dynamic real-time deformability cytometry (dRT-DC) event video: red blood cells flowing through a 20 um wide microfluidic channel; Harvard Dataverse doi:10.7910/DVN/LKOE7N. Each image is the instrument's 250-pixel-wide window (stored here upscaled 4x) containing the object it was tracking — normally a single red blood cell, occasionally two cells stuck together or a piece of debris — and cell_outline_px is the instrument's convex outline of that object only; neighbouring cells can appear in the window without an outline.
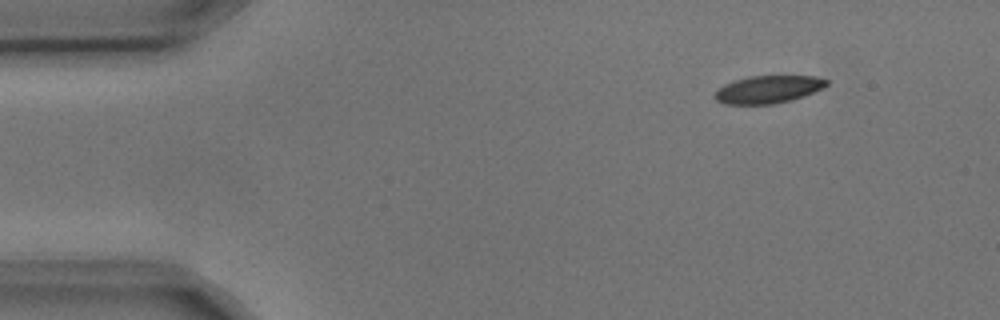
{"species": "common noctule bat (a hibernating species)", "species_latin": "Nyctalus noctula", "temperature_condition": "cold", "stored_images_in_passage": 9, "camera_frame_rate_fps": 3000, "um_per_image_px": 0.085, "animal": {"sex": "male", "body_mass_g": 17.9, "forearm_length_mm": 54.2}, "frame": {"image": 1, "passage_image": 1, "time_ms": 0.0, "image_size_px": [1000, 320], "cell_outline_px": [[828, 84], [804, 96], [792, 100], [772, 104], [724, 104], [716, 100], [712, 96], [724, 84], [748, 76], [816, 76], [828, 80]], "centroid_in_image_um": [65.27, 7.6], "position_along_channel_um": 19.7, "area_um2": 17.86}}
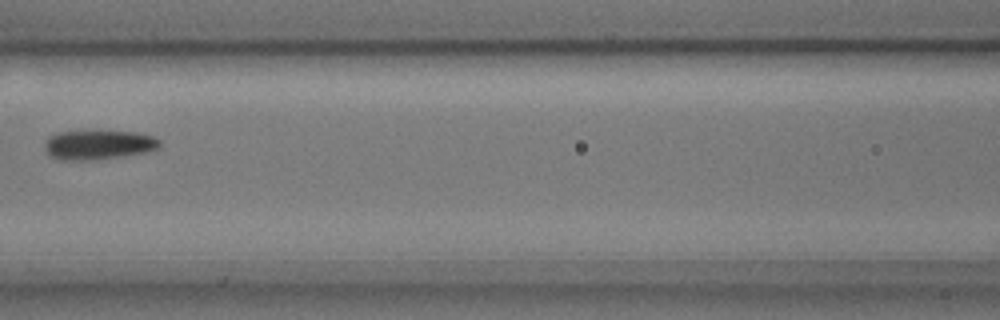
{"frame": {"image": 2, "passage_image": 6, "time_ms": 1.667, "image_size_px": [1000, 320], "cell_outline_px": [[160, 148], [144, 152], [124, 156], [92, 160], [60, 160], [52, 156], [44, 148], [44, 144], [48, 136], [56, 132], [136, 132], [152, 136], [160, 140]], "centroid_in_image_um": [8.36, 12.32], "position_along_channel_um": 158.2, "area_um2": 19.48}}
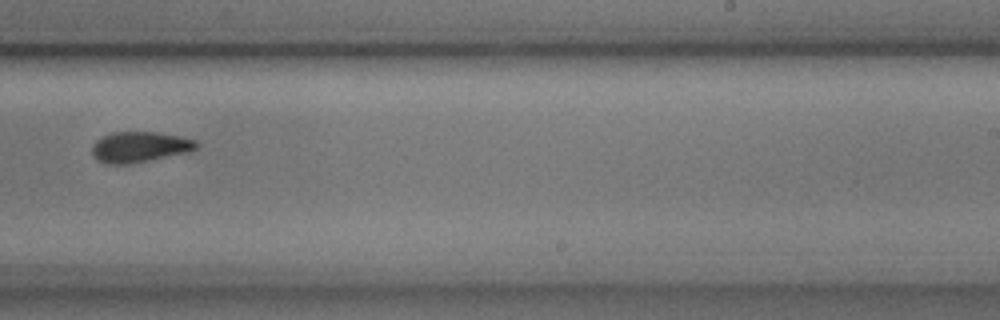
{"frame": {"image": 3, "passage_image": 9, "time_ms": 2.667, "image_size_px": [1000, 320], "cell_outline_px": [[200, 144], [196, 148], [188, 152], [132, 164], [104, 164], [96, 160], [92, 156], [92, 144], [96, 140], [112, 132], [160, 132], [180, 136], [196, 140]], "centroid_in_image_um": [11.85, 12.5], "position_along_channel_um": 277.1, "area_um2": 18.9}}